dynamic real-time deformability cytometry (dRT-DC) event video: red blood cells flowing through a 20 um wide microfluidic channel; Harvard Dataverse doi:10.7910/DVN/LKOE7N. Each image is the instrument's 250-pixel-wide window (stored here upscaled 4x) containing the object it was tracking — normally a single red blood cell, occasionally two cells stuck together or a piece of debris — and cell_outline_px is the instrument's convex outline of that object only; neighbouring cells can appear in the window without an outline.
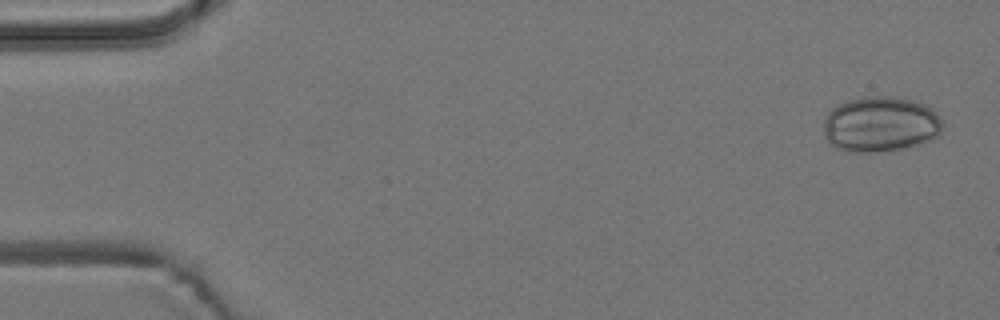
{"species": "common noctule bat (a hibernating species)", "species_latin": "Nyctalus noctula", "temperature_condition": "room temperature", "stored_images_in_passage": 5, "camera_frame_rate_fps": 3000, "um_per_image_px": 0.085, "animal": {"sex": "male", "body_mass_g": 19.2, "forearm_length_mm": 51.8}, "frame": {"image": 1, "passage_image": 1, "time_ms": 0.0, "image_size_px": [1000, 320], "cell_outline_px": [[944, 124], [940, 132], [936, 136], [928, 140], [900, 148], [880, 152], [848, 152], [836, 148], [824, 136], [824, 120], [828, 112], [832, 108], [848, 100], [864, 96], [892, 96], [912, 100], [924, 104], [932, 108], [936, 112]], "centroid_in_image_um": [74.82, 10.55], "position_along_channel_um": 10.2, "area_um2": 38.38}}